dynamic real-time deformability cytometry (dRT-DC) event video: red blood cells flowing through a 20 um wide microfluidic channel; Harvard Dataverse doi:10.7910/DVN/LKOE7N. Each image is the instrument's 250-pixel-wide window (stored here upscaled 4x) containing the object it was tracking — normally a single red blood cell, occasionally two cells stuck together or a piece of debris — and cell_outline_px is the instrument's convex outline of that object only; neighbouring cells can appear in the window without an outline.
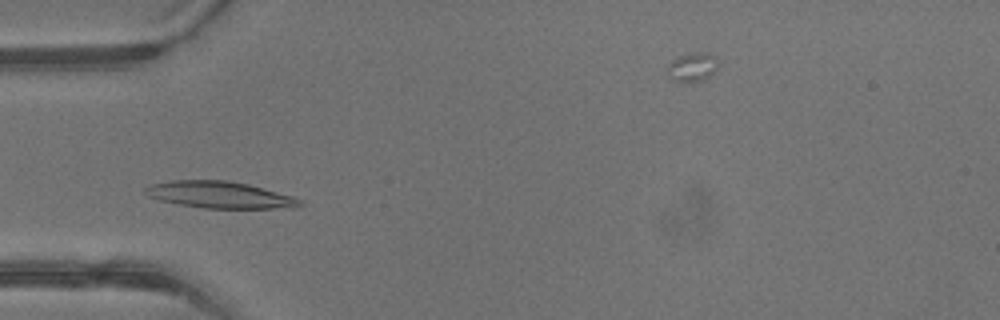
{"species": "common noctule bat (a hibernating species)", "species_latin": "Nyctalus noctula", "temperature_condition": "warm", "stored_images_in_passage": 2, "camera_frame_rate_fps": 3000, "um_per_image_px": 0.085, "animal": {"sex": "male", "body_mass_g": 13.3}, "frame": {"image": 1, "passage_image": 1, "time_ms": 0.0, "image_size_px": [1000, 320], "cell_outline_px": [[304, 204], [292, 208], [204, 208], [180, 204], [160, 200], [148, 196], [144, 192], [144, 188], [152, 184], [172, 180], [228, 180], [248, 184], [292, 196], [300, 200]], "centroid_in_image_um": [18.67, 16.55], "position_along_channel_um": 66.3, "area_um2": 23.93}}
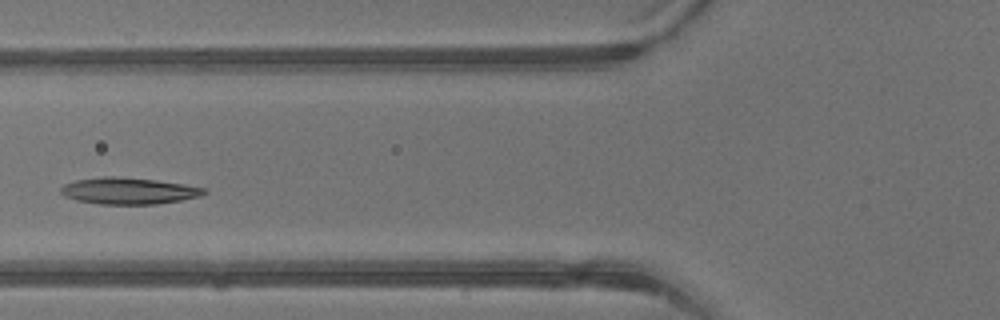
{"frame": {"image": 2, "passage_image": 2, "time_ms": 0.333, "image_size_px": [1000, 320], "cell_outline_px": [[208, 192], [200, 196], [180, 200], [156, 204], [100, 204], [76, 200], [64, 196], [60, 192], [60, 188], [64, 184], [76, 180], [104, 176], [112, 176], [156, 180], [184, 184], [208, 188]], "centroid_in_image_um": [10.94, 16.22], "position_along_channel_um": 114.9, "area_um2": 22.2}}